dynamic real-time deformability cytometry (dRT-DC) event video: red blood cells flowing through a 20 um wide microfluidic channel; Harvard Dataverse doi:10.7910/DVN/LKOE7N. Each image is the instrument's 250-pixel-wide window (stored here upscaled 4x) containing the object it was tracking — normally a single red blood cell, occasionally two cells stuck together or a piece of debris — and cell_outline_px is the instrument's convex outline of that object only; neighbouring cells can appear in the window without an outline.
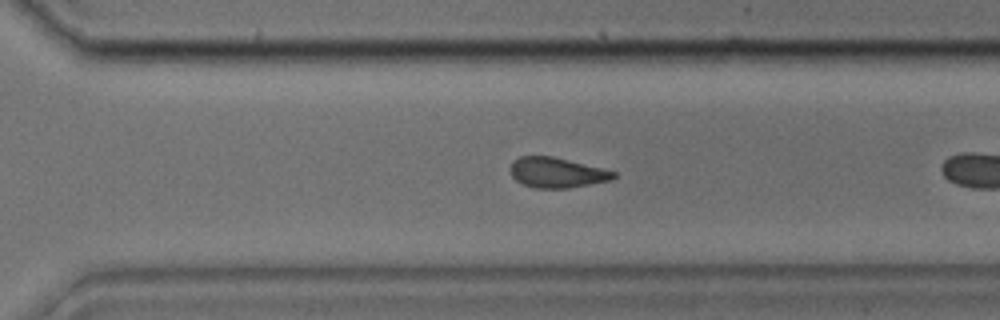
{"species": "common noctule bat (a hibernating species)", "species_latin": "Nyctalus noctula", "temperature_condition": "cold", "stored_images_in_passage": 17, "camera_frame_rate_fps": 3000, "um_per_image_px": 0.085, "animal": {"sex": "male", "body_mass_g": 17.9, "forearm_length_mm": 54.2}, "frame": {"image": 1, "passage_image": 15, "time_ms": 4.667, "image_size_px": [1000, 320], "cell_outline_px": [[616, 176], [612, 180], [568, 188], [536, 188], [524, 184], [516, 180], [512, 176], [508, 168], [512, 160], [520, 156], [552, 156], [616, 172]], "centroid_in_image_um": [47.28, 14.67], "position_along_channel_um": 323.3, "area_um2": 18.09}}